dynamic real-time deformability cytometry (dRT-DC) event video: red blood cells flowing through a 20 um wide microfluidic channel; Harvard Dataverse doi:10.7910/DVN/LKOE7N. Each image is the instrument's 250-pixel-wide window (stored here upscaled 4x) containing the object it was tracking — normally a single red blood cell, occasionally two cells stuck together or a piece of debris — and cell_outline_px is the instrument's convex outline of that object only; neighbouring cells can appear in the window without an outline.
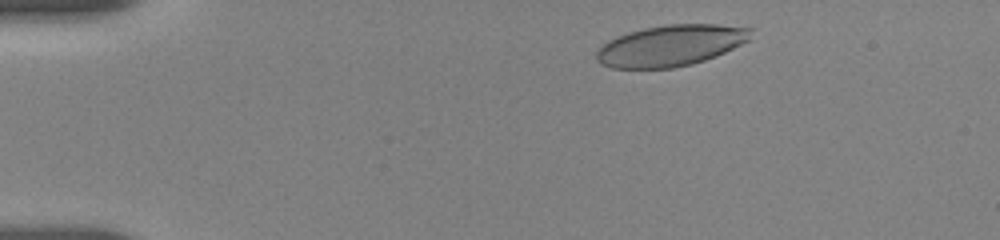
{"species": "human", "species_latin": "Homo sapiens", "temperature_condition": "room temperature", "stored_images_in_passage": 16, "camera_frame_rate_fps": 3000, "um_per_image_px": 0.085, "donor": {"sex": "female"}, "frame": {"image": 1, "passage_image": 3, "time_ms": 0.667, "image_size_px": [1000, 240], "cell_outline_px": [[752, 28], [748, 40], [716, 56], [692, 64], [672, 68], [612, 68], [600, 64], [596, 60], [596, 52], [608, 40], [616, 36], [628, 32], [644, 28], [668, 24], [716, 24]], "centroid_in_image_um": [56.97, 3.87], "position_along_channel_um": 28.0, "area_um2": 36.82}}
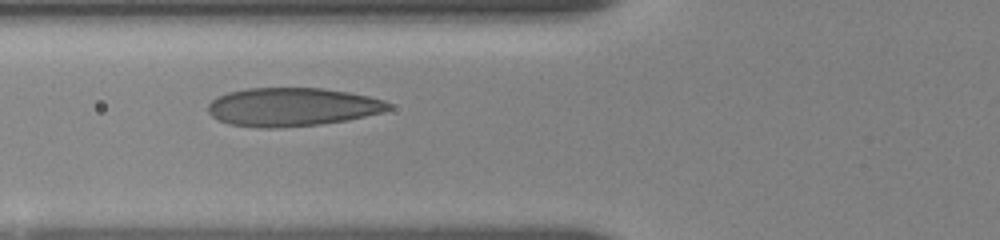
{"frame": {"image": 2, "passage_image": 14, "time_ms": 4.667, "image_size_px": [1000, 240], "cell_outline_px": [[392, 108], [384, 112], [348, 120], [320, 124], [276, 128], [260, 128], [228, 124], [216, 120], [208, 112], [208, 104], [212, 100], [228, 92], [248, 88], [324, 88], [348, 92], [368, 96], [384, 100], [392, 104]], "centroid_in_image_um": [24.84, 9.1], "position_along_channel_um": 101.0, "area_um2": 40.69}}
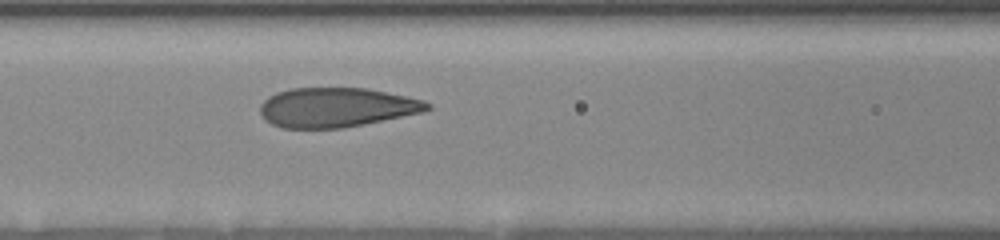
{"frame": {"image": 3, "passage_image": 16, "time_ms": 5.667, "image_size_px": [1000, 240], "cell_outline_px": [[432, 108], [420, 112], [344, 128], [284, 128], [272, 124], [264, 120], [260, 112], [260, 104], [268, 96], [276, 92], [292, 88], [364, 88], [424, 100], [432, 104]], "centroid_in_image_um": [28.54, 9.13], "position_along_channel_um": 138.1, "area_um2": 38.21}}